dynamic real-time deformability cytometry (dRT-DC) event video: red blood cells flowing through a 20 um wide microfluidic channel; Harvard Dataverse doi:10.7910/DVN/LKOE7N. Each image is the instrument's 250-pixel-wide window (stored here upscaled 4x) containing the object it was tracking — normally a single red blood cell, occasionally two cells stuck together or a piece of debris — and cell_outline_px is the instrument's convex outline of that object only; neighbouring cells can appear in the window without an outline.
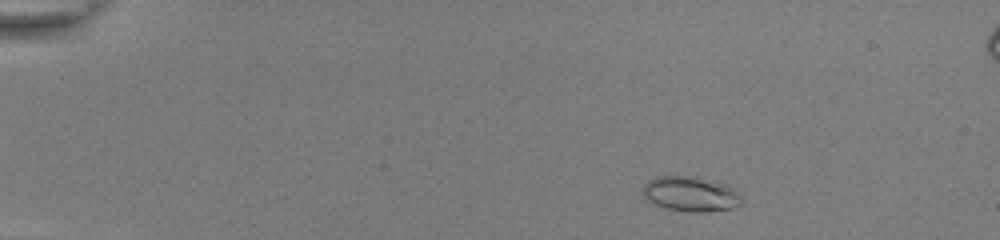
{"species": "common noctule bat (a hibernating species)", "species_latin": "Nyctalus noctula", "temperature_condition": "room temperature", "stored_images_in_passage": 46, "camera_frame_rate_fps": 3000, "um_per_image_px": 0.085, "animal": {"sex": "female", "body_mass_g": 22.0, "forearm_length_mm": 56.7}, "frame": {"image": 1, "passage_image": 2, "time_ms": 0.333, "image_size_px": [1000, 240], "cell_outline_px": [[740, 204], [736, 208], [704, 212], [688, 212], [664, 208], [648, 200], [644, 196], [644, 184], [648, 180], [656, 176], [688, 176], [716, 180], [728, 184], [740, 196]], "centroid_in_image_um": [58.72, 16.48], "position_along_channel_um": 26.3, "area_um2": 20.23}}
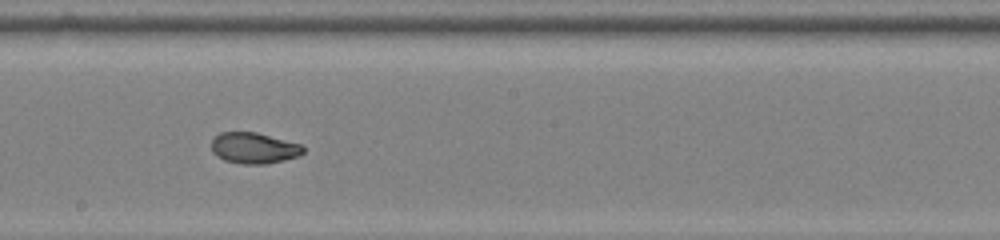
{"frame": {"image": 2, "passage_image": 25, "time_ms": 8.0, "image_size_px": [1000, 240], "cell_outline_px": [[304, 152], [300, 156], [284, 160], [264, 164], [244, 164], [224, 160], [216, 156], [212, 152], [212, 140], [220, 132], [256, 132], [300, 144], [304, 148]], "centroid_in_image_um": [21.58, 12.59], "position_along_channel_um": 226.6, "area_um2": 16.53}}
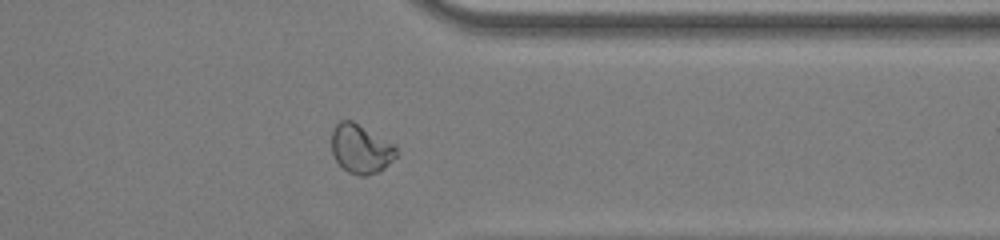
{"frame": {"image": 3, "passage_image": 37, "time_ms": 12.0, "image_size_px": [1000, 240], "cell_outline_px": [[396, 156], [380, 172], [364, 176], [360, 176], [348, 172], [336, 160], [332, 152], [332, 132], [336, 124], [340, 120], [352, 120], [396, 144]], "centroid_in_image_um": [30.68, 12.64], "position_along_channel_um": 380.7, "area_um2": 18.55}, "authors_computed_cell_mechanics": {"area_um2": 18.0047, "velocity_mm_per_s": 3.8896, "shape_relaxation_time_tau1_ms": 8.8212, "shape_relaxation_time_tau2_ms": 1.4407, "deformation_change_tau1": 0.2346, "deformation_change_tau2": 0.0541}}